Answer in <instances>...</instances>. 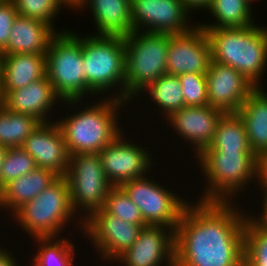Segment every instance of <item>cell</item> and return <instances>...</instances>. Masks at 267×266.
Here are the masks:
<instances>
[{"mask_svg":"<svg viewBox=\"0 0 267 266\" xmlns=\"http://www.w3.org/2000/svg\"><path fill=\"white\" fill-rule=\"evenodd\" d=\"M248 215L234 202L191 199L175 230V266H244Z\"/></svg>","mask_w":267,"mask_h":266,"instance_id":"6da1fadb","label":"cell"},{"mask_svg":"<svg viewBox=\"0 0 267 266\" xmlns=\"http://www.w3.org/2000/svg\"><path fill=\"white\" fill-rule=\"evenodd\" d=\"M97 100L87 105H83L82 100L62 103L63 106L66 104V107L70 105L68 108L70 112L79 107L75 110L76 112L62 115V119L56 122L63 134L70 156L81 153H99L123 132L118 112L130 103L114 98Z\"/></svg>","mask_w":267,"mask_h":266,"instance_id":"7a4b0ae2","label":"cell"},{"mask_svg":"<svg viewBox=\"0 0 267 266\" xmlns=\"http://www.w3.org/2000/svg\"><path fill=\"white\" fill-rule=\"evenodd\" d=\"M210 41L211 61L230 66L256 87H263L267 70V26L204 29Z\"/></svg>","mask_w":267,"mask_h":266,"instance_id":"3957f363","label":"cell"},{"mask_svg":"<svg viewBox=\"0 0 267 266\" xmlns=\"http://www.w3.org/2000/svg\"><path fill=\"white\" fill-rule=\"evenodd\" d=\"M195 158L207 180L198 201L234 202L246 186L258 183L259 158L253 151H214L206 147Z\"/></svg>","mask_w":267,"mask_h":266,"instance_id":"277c9868","label":"cell"},{"mask_svg":"<svg viewBox=\"0 0 267 266\" xmlns=\"http://www.w3.org/2000/svg\"><path fill=\"white\" fill-rule=\"evenodd\" d=\"M82 58L83 71L86 76V91L90 96L95 94L102 98L125 101L124 38L94 35L93 33L84 35L82 37ZM108 95L110 96L108 97Z\"/></svg>","mask_w":267,"mask_h":266,"instance_id":"5b68a950","label":"cell"},{"mask_svg":"<svg viewBox=\"0 0 267 266\" xmlns=\"http://www.w3.org/2000/svg\"><path fill=\"white\" fill-rule=\"evenodd\" d=\"M28 237H60L66 226L74 224L83 232V222L76 217L71 205L69 184L65 176H59L53 183L25 203L12 216ZM64 229V230H63Z\"/></svg>","mask_w":267,"mask_h":266,"instance_id":"8992f818","label":"cell"},{"mask_svg":"<svg viewBox=\"0 0 267 266\" xmlns=\"http://www.w3.org/2000/svg\"><path fill=\"white\" fill-rule=\"evenodd\" d=\"M123 38L125 102L132 103L138 100L139 92L147 85L167 74L169 34L133 31Z\"/></svg>","mask_w":267,"mask_h":266,"instance_id":"52a82bcc","label":"cell"},{"mask_svg":"<svg viewBox=\"0 0 267 266\" xmlns=\"http://www.w3.org/2000/svg\"><path fill=\"white\" fill-rule=\"evenodd\" d=\"M68 29H62L50 42L46 53V76L62 102L83 101L90 96L83 71L82 37Z\"/></svg>","mask_w":267,"mask_h":266,"instance_id":"ba28073f","label":"cell"},{"mask_svg":"<svg viewBox=\"0 0 267 266\" xmlns=\"http://www.w3.org/2000/svg\"><path fill=\"white\" fill-rule=\"evenodd\" d=\"M65 177L69 184L72 208L77 217L80 215L82 222L104 207L113 186L106 178L99 153L71 155Z\"/></svg>","mask_w":267,"mask_h":266,"instance_id":"9c48e42d","label":"cell"},{"mask_svg":"<svg viewBox=\"0 0 267 266\" xmlns=\"http://www.w3.org/2000/svg\"><path fill=\"white\" fill-rule=\"evenodd\" d=\"M148 176L127 181L120 187L140 209L146 225L176 230L182 212L189 203L187 197L184 199L182 194H176V190L175 193L171 192L173 189L169 190L168 185H160V181L157 183Z\"/></svg>","mask_w":267,"mask_h":266,"instance_id":"30bf717a","label":"cell"},{"mask_svg":"<svg viewBox=\"0 0 267 266\" xmlns=\"http://www.w3.org/2000/svg\"><path fill=\"white\" fill-rule=\"evenodd\" d=\"M142 227L133 223L125 222L108 214L103 208L95 211L83 222V231L91 249H95L100 256L99 261L106 264L114 261L127 249L131 248L137 240Z\"/></svg>","mask_w":267,"mask_h":266,"instance_id":"8fae6325","label":"cell"},{"mask_svg":"<svg viewBox=\"0 0 267 266\" xmlns=\"http://www.w3.org/2000/svg\"><path fill=\"white\" fill-rule=\"evenodd\" d=\"M125 134L126 132L123 131L99 152L106 178L113 187L144 177L154 169L152 152L141 146L142 144L139 145L133 139L131 140L130 136L129 140Z\"/></svg>","mask_w":267,"mask_h":266,"instance_id":"7c38bea8","label":"cell"},{"mask_svg":"<svg viewBox=\"0 0 267 266\" xmlns=\"http://www.w3.org/2000/svg\"><path fill=\"white\" fill-rule=\"evenodd\" d=\"M191 14L181 0H131L134 31L184 34L197 25Z\"/></svg>","mask_w":267,"mask_h":266,"instance_id":"4fadbf2b","label":"cell"},{"mask_svg":"<svg viewBox=\"0 0 267 266\" xmlns=\"http://www.w3.org/2000/svg\"><path fill=\"white\" fill-rule=\"evenodd\" d=\"M115 262L118 266H175V230L165 226L143 227L132 247Z\"/></svg>","mask_w":267,"mask_h":266,"instance_id":"5bb4252c","label":"cell"},{"mask_svg":"<svg viewBox=\"0 0 267 266\" xmlns=\"http://www.w3.org/2000/svg\"><path fill=\"white\" fill-rule=\"evenodd\" d=\"M210 61V41L202 27L196 25L184 34H169L166 58L168 75L206 74Z\"/></svg>","mask_w":267,"mask_h":266,"instance_id":"9a60e30c","label":"cell"},{"mask_svg":"<svg viewBox=\"0 0 267 266\" xmlns=\"http://www.w3.org/2000/svg\"><path fill=\"white\" fill-rule=\"evenodd\" d=\"M206 81L209 105L224 113H237L257 88L234 68L215 61L209 63Z\"/></svg>","mask_w":267,"mask_h":266,"instance_id":"2e32d148","label":"cell"},{"mask_svg":"<svg viewBox=\"0 0 267 266\" xmlns=\"http://www.w3.org/2000/svg\"><path fill=\"white\" fill-rule=\"evenodd\" d=\"M223 114V111L210 105L185 106L174 111L164 121H168V125L179 138L182 137L191 144V152L193 151V156L196 157L212 142L216 126Z\"/></svg>","mask_w":267,"mask_h":266,"instance_id":"e0dca14e","label":"cell"},{"mask_svg":"<svg viewBox=\"0 0 267 266\" xmlns=\"http://www.w3.org/2000/svg\"><path fill=\"white\" fill-rule=\"evenodd\" d=\"M56 121L57 119L40 123L25 140L22 148L34 158L37 168L65 176L69 168L70 154Z\"/></svg>","mask_w":267,"mask_h":266,"instance_id":"ac0fdd59","label":"cell"},{"mask_svg":"<svg viewBox=\"0 0 267 266\" xmlns=\"http://www.w3.org/2000/svg\"><path fill=\"white\" fill-rule=\"evenodd\" d=\"M3 96L4 108L11 112L30 115L40 123L53 122L49 118L53 113V107L63 103L46 75L21 89L3 92Z\"/></svg>","mask_w":267,"mask_h":266,"instance_id":"d6986e66","label":"cell"},{"mask_svg":"<svg viewBox=\"0 0 267 266\" xmlns=\"http://www.w3.org/2000/svg\"><path fill=\"white\" fill-rule=\"evenodd\" d=\"M58 32L61 31L43 21L18 15L7 47L0 54H46L51 40Z\"/></svg>","mask_w":267,"mask_h":266,"instance_id":"ffe728a7","label":"cell"},{"mask_svg":"<svg viewBox=\"0 0 267 266\" xmlns=\"http://www.w3.org/2000/svg\"><path fill=\"white\" fill-rule=\"evenodd\" d=\"M86 8L91 10L96 26L94 35L125 37L134 31L131 0H85L79 10Z\"/></svg>","mask_w":267,"mask_h":266,"instance_id":"44dd1931","label":"cell"},{"mask_svg":"<svg viewBox=\"0 0 267 266\" xmlns=\"http://www.w3.org/2000/svg\"><path fill=\"white\" fill-rule=\"evenodd\" d=\"M2 92L21 89L46 75V54H0Z\"/></svg>","mask_w":267,"mask_h":266,"instance_id":"7402d4cb","label":"cell"},{"mask_svg":"<svg viewBox=\"0 0 267 266\" xmlns=\"http://www.w3.org/2000/svg\"><path fill=\"white\" fill-rule=\"evenodd\" d=\"M58 177L57 174L48 169L36 168L5 184L0 190L2 208L7 210V216L9 213L11 218L19 208L36 198Z\"/></svg>","mask_w":267,"mask_h":266,"instance_id":"603a6c76","label":"cell"},{"mask_svg":"<svg viewBox=\"0 0 267 266\" xmlns=\"http://www.w3.org/2000/svg\"><path fill=\"white\" fill-rule=\"evenodd\" d=\"M266 92L265 87H257L237 112L244 122L253 153L258 158L267 152Z\"/></svg>","mask_w":267,"mask_h":266,"instance_id":"cb8c5ba5","label":"cell"},{"mask_svg":"<svg viewBox=\"0 0 267 266\" xmlns=\"http://www.w3.org/2000/svg\"><path fill=\"white\" fill-rule=\"evenodd\" d=\"M252 8L247 0H211L207 13L215 18L211 19L215 23L198 21L197 25L203 29L250 27L256 23Z\"/></svg>","mask_w":267,"mask_h":266,"instance_id":"d4e9b609","label":"cell"},{"mask_svg":"<svg viewBox=\"0 0 267 266\" xmlns=\"http://www.w3.org/2000/svg\"><path fill=\"white\" fill-rule=\"evenodd\" d=\"M214 151H253L243 120L237 113H224L208 146Z\"/></svg>","mask_w":267,"mask_h":266,"instance_id":"484cf974","label":"cell"},{"mask_svg":"<svg viewBox=\"0 0 267 266\" xmlns=\"http://www.w3.org/2000/svg\"><path fill=\"white\" fill-rule=\"evenodd\" d=\"M149 94L148 99L152 100L156 108L168 118L174 111L185 107L181 83L178 76L162 75L155 82L147 85L138 95Z\"/></svg>","mask_w":267,"mask_h":266,"instance_id":"4316f807","label":"cell"},{"mask_svg":"<svg viewBox=\"0 0 267 266\" xmlns=\"http://www.w3.org/2000/svg\"><path fill=\"white\" fill-rule=\"evenodd\" d=\"M56 238V239H55ZM59 238V239H58ZM36 237L33 243L39 248L30 260L31 266H74L75 244L66 237ZM33 263V264H32Z\"/></svg>","mask_w":267,"mask_h":266,"instance_id":"83f0119b","label":"cell"},{"mask_svg":"<svg viewBox=\"0 0 267 266\" xmlns=\"http://www.w3.org/2000/svg\"><path fill=\"white\" fill-rule=\"evenodd\" d=\"M40 125V122L22 113L0 109V145L7 148L22 147L28 136Z\"/></svg>","mask_w":267,"mask_h":266,"instance_id":"f1b7e54d","label":"cell"},{"mask_svg":"<svg viewBox=\"0 0 267 266\" xmlns=\"http://www.w3.org/2000/svg\"><path fill=\"white\" fill-rule=\"evenodd\" d=\"M244 266H267V224L249 215L244 236Z\"/></svg>","mask_w":267,"mask_h":266,"instance_id":"f546056e","label":"cell"},{"mask_svg":"<svg viewBox=\"0 0 267 266\" xmlns=\"http://www.w3.org/2000/svg\"><path fill=\"white\" fill-rule=\"evenodd\" d=\"M103 209L110 215L122 219L125 222L146 227L140 209L133 203L126 192L119 187L109 190Z\"/></svg>","mask_w":267,"mask_h":266,"instance_id":"4dcf8cb0","label":"cell"},{"mask_svg":"<svg viewBox=\"0 0 267 266\" xmlns=\"http://www.w3.org/2000/svg\"><path fill=\"white\" fill-rule=\"evenodd\" d=\"M36 168L34 158L22 147L8 148L0 169V189L8 182Z\"/></svg>","mask_w":267,"mask_h":266,"instance_id":"1f68e13d","label":"cell"},{"mask_svg":"<svg viewBox=\"0 0 267 266\" xmlns=\"http://www.w3.org/2000/svg\"><path fill=\"white\" fill-rule=\"evenodd\" d=\"M18 15L38 19L56 28L53 21L64 7L59 0H12ZM57 15V16H56ZM53 24V25H52Z\"/></svg>","mask_w":267,"mask_h":266,"instance_id":"d6a6232c","label":"cell"},{"mask_svg":"<svg viewBox=\"0 0 267 266\" xmlns=\"http://www.w3.org/2000/svg\"><path fill=\"white\" fill-rule=\"evenodd\" d=\"M178 77L181 83L185 106L209 105L206 74L185 73Z\"/></svg>","mask_w":267,"mask_h":266,"instance_id":"836d02e7","label":"cell"},{"mask_svg":"<svg viewBox=\"0 0 267 266\" xmlns=\"http://www.w3.org/2000/svg\"><path fill=\"white\" fill-rule=\"evenodd\" d=\"M17 16L18 12L12 0H0V53L7 47Z\"/></svg>","mask_w":267,"mask_h":266,"instance_id":"e575fe53","label":"cell"},{"mask_svg":"<svg viewBox=\"0 0 267 266\" xmlns=\"http://www.w3.org/2000/svg\"><path fill=\"white\" fill-rule=\"evenodd\" d=\"M257 185H259L258 187L260 188L259 189L260 193L262 192L261 195H263V196H261V198L263 197L262 203L261 202L259 203V204H261V212L259 210L258 214L257 213L252 214V211H251L249 216L253 220L267 224V184H257ZM255 215H257V216H255Z\"/></svg>","mask_w":267,"mask_h":266,"instance_id":"d590c367","label":"cell"},{"mask_svg":"<svg viewBox=\"0 0 267 266\" xmlns=\"http://www.w3.org/2000/svg\"><path fill=\"white\" fill-rule=\"evenodd\" d=\"M182 4L184 5V7L191 13V12H195L193 10H197L199 11L201 10H206L210 5L211 0H181Z\"/></svg>","mask_w":267,"mask_h":266,"instance_id":"8d00e7d4","label":"cell"},{"mask_svg":"<svg viewBox=\"0 0 267 266\" xmlns=\"http://www.w3.org/2000/svg\"><path fill=\"white\" fill-rule=\"evenodd\" d=\"M10 249L7 250V247L0 249V266H19L18 259L15 258L14 253H10Z\"/></svg>","mask_w":267,"mask_h":266,"instance_id":"74e56055","label":"cell"},{"mask_svg":"<svg viewBox=\"0 0 267 266\" xmlns=\"http://www.w3.org/2000/svg\"><path fill=\"white\" fill-rule=\"evenodd\" d=\"M257 184H267V152L259 157Z\"/></svg>","mask_w":267,"mask_h":266,"instance_id":"f35d334b","label":"cell"},{"mask_svg":"<svg viewBox=\"0 0 267 266\" xmlns=\"http://www.w3.org/2000/svg\"><path fill=\"white\" fill-rule=\"evenodd\" d=\"M61 2V4L64 6V8H68L70 10V8H72L74 11L78 10L81 7V5L84 3L85 0H59Z\"/></svg>","mask_w":267,"mask_h":266,"instance_id":"ab89813d","label":"cell"},{"mask_svg":"<svg viewBox=\"0 0 267 266\" xmlns=\"http://www.w3.org/2000/svg\"><path fill=\"white\" fill-rule=\"evenodd\" d=\"M8 148L4 145H0V169L4 160V157L6 155Z\"/></svg>","mask_w":267,"mask_h":266,"instance_id":"60d3db41","label":"cell"},{"mask_svg":"<svg viewBox=\"0 0 267 266\" xmlns=\"http://www.w3.org/2000/svg\"><path fill=\"white\" fill-rule=\"evenodd\" d=\"M3 92H2V85H1V79H0V109L3 107Z\"/></svg>","mask_w":267,"mask_h":266,"instance_id":"b9f144b4","label":"cell"},{"mask_svg":"<svg viewBox=\"0 0 267 266\" xmlns=\"http://www.w3.org/2000/svg\"><path fill=\"white\" fill-rule=\"evenodd\" d=\"M0 210L2 211L3 208H2V203H1V190H0Z\"/></svg>","mask_w":267,"mask_h":266,"instance_id":"7bdbcfd3","label":"cell"},{"mask_svg":"<svg viewBox=\"0 0 267 266\" xmlns=\"http://www.w3.org/2000/svg\"><path fill=\"white\" fill-rule=\"evenodd\" d=\"M250 4H252L253 2H257L258 0H247Z\"/></svg>","mask_w":267,"mask_h":266,"instance_id":"ee69618b","label":"cell"}]
</instances>
